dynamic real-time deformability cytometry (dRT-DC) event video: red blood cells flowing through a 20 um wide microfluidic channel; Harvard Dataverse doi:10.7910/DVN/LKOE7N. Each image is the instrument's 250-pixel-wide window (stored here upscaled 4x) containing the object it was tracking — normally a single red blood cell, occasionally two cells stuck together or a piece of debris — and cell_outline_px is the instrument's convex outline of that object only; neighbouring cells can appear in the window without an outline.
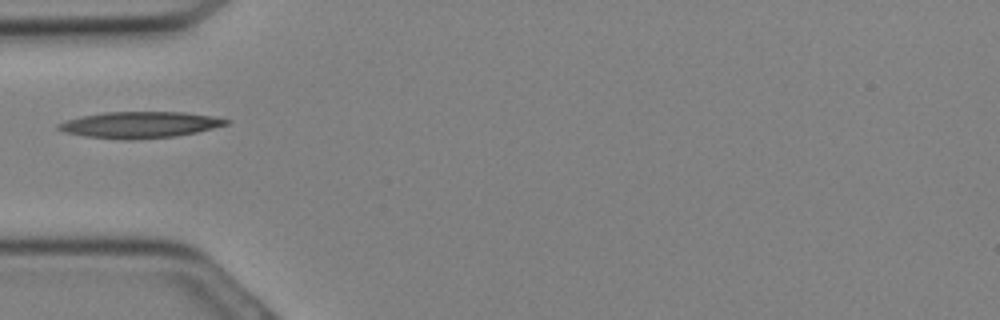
{"species": "Egyptian fruit bat (a non-hibernating species)", "species_latin": "Rousettus aegyptiacus", "temperature_condition": "cold", "stored_images_in_passage": 5, "camera_frame_rate_fps": 3000, "um_per_image_px": 0.085, "animal": {"sex": "female"}, "frame": {"image": 1, "passage_image": 2, "time_ms": 0.333, "image_size_px": [1000, 320], "cell_outline_px": [[232, 120], [228, 124], [196, 132], [176, 136], [132, 140], [120, 140], [88, 136], [64, 132], [56, 128], [56, 124], [68, 120], [84, 116], [104, 112], [184, 112], [212, 116]], "centroid_in_image_um": [11.9, 10.61], "position_along_channel_um": 73.1, "area_um2": 25.61}}
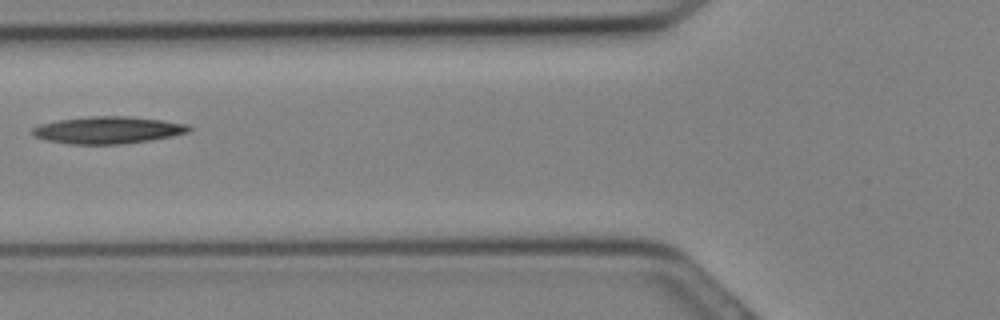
{"frame": {"image": 2, "passage_image": 4, "time_ms": 1.0, "image_size_px": [1000, 320], "cell_outline_px": [[192, 128], [188, 132], [172, 136], [152, 140], [120, 144], [68, 144], [48, 140], [32, 136], [28, 132], [32, 128], [40, 124], [60, 120], [88, 116], [128, 116], [160, 120], [188, 124]], "centroid_in_image_um": [9.14, 11.06], "position_along_channel_um": 116.7, "area_um2": 24.8}}